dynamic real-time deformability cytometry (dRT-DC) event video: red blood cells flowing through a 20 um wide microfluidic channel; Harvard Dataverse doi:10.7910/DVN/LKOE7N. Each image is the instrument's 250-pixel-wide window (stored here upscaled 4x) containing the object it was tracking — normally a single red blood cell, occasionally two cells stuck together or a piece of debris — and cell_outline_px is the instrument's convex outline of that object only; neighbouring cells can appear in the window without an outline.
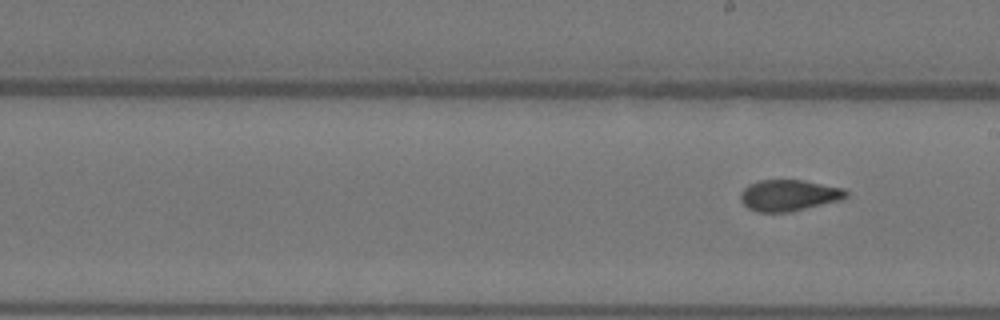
{"species": "Egyptian fruit bat (a non-hibernating species)", "species_latin": "Rousettus aegyptiacus", "temperature_condition": "warm", "stored_images_in_passage": 6, "segment_of_instrument_passage": [2, 2], "camera_frame_rate_fps": 3000, "um_per_image_px": 0.085, "animal": {"sex": "female"}, "frame": {"image": 1, "passage_image": 6, "time_ms": 1.667, "image_size_px": [1000, 320], "cell_outline_px": [[848, 196], [840, 200], [788, 212], [756, 212], [748, 208], [740, 200], [740, 192], [748, 184], [760, 180], [804, 180], [844, 188], [848, 192]], "centroid_in_image_um": [67.03, 16.59], "position_along_channel_um": 222.0, "area_um2": 19.25}}